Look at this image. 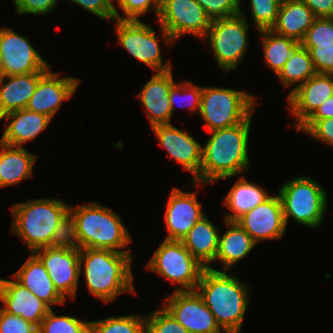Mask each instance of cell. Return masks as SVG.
I'll return each mask as SVG.
<instances>
[{"mask_svg": "<svg viewBox=\"0 0 333 333\" xmlns=\"http://www.w3.org/2000/svg\"><path fill=\"white\" fill-rule=\"evenodd\" d=\"M248 31V19L242 9L237 16L212 20L203 41L208 39L210 53L225 74L243 62L249 46Z\"/></svg>", "mask_w": 333, "mask_h": 333, "instance_id": "obj_8", "label": "cell"}, {"mask_svg": "<svg viewBox=\"0 0 333 333\" xmlns=\"http://www.w3.org/2000/svg\"><path fill=\"white\" fill-rule=\"evenodd\" d=\"M146 333H189L163 306L146 314Z\"/></svg>", "mask_w": 333, "mask_h": 333, "instance_id": "obj_37", "label": "cell"}, {"mask_svg": "<svg viewBox=\"0 0 333 333\" xmlns=\"http://www.w3.org/2000/svg\"><path fill=\"white\" fill-rule=\"evenodd\" d=\"M12 230L34 251L51 246L52 236L70 212V206L56 198H39L13 204Z\"/></svg>", "mask_w": 333, "mask_h": 333, "instance_id": "obj_5", "label": "cell"}, {"mask_svg": "<svg viewBox=\"0 0 333 333\" xmlns=\"http://www.w3.org/2000/svg\"><path fill=\"white\" fill-rule=\"evenodd\" d=\"M90 333H146V315L109 316L90 321Z\"/></svg>", "mask_w": 333, "mask_h": 333, "instance_id": "obj_32", "label": "cell"}, {"mask_svg": "<svg viewBox=\"0 0 333 333\" xmlns=\"http://www.w3.org/2000/svg\"><path fill=\"white\" fill-rule=\"evenodd\" d=\"M256 97L246 91L203 87L199 117L208 132L244 122L256 110Z\"/></svg>", "mask_w": 333, "mask_h": 333, "instance_id": "obj_7", "label": "cell"}, {"mask_svg": "<svg viewBox=\"0 0 333 333\" xmlns=\"http://www.w3.org/2000/svg\"><path fill=\"white\" fill-rule=\"evenodd\" d=\"M38 333H90V321L62 315L58 316L51 308L38 326Z\"/></svg>", "mask_w": 333, "mask_h": 333, "instance_id": "obj_33", "label": "cell"}, {"mask_svg": "<svg viewBox=\"0 0 333 333\" xmlns=\"http://www.w3.org/2000/svg\"><path fill=\"white\" fill-rule=\"evenodd\" d=\"M211 20L237 16L240 14L241 0H196Z\"/></svg>", "mask_w": 333, "mask_h": 333, "instance_id": "obj_40", "label": "cell"}, {"mask_svg": "<svg viewBox=\"0 0 333 333\" xmlns=\"http://www.w3.org/2000/svg\"><path fill=\"white\" fill-rule=\"evenodd\" d=\"M315 18L312 10L302 0H282L275 24L270 30L300 43Z\"/></svg>", "mask_w": 333, "mask_h": 333, "instance_id": "obj_25", "label": "cell"}, {"mask_svg": "<svg viewBox=\"0 0 333 333\" xmlns=\"http://www.w3.org/2000/svg\"><path fill=\"white\" fill-rule=\"evenodd\" d=\"M76 221L80 247L108 249L131 254L125 249L131 241V234L121 216L107 206L97 202L70 207L69 212Z\"/></svg>", "mask_w": 333, "mask_h": 333, "instance_id": "obj_4", "label": "cell"}, {"mask_svg": "<svg viewBox=\"0 0 333 333\" xmlns=\"http://www.w3.org/2000/svg\"><path fill=\"white\" fill-rule=\"evenodd\" d=\"M156 20L161 27V38L168 47L187 34L203 40L212 23L196 0H162Z\"/></svg>", "mask_w": 333, "mask_h": 333, "instance_id": "obj_10", "label": "cell"}, {"mask_svg": "<svg viewBox=\"0 0 333 333\" xmlns=\"http://www.w3.org/2000/svg\"><path fill=\"white\" fill-rule=\"evenodd\" d=\"M122 10L124 16L114 7L115 19L119 20H140L142 14H147L150 7H153L156 18L159 16L162 0H114Z\"/></svg>", "mask_w": 333, "mask_h": 333, "instance_id": "obj_38", "label": "cell"}, {"mask_svg": "<svg viewBox=\"0 0 333 333\" xmlns=\"http://www.w3.org/2000/svg\"><path fill=\"white\" fill-rule=\"evenodd\" d=\"M102 20L115 19L114 0H69Z\"/></svg>", "mask_w": 333, "mask_h": 333, "instance_id": "obj_44", "label": "cell"}, {"mask_svg": "<svg viewBox=\"0 0 333 333\" xmlns=\"http://www.w3.org/2000/svg\"><path fill=\"white\" fill-rule=\"evenodd\" d=\"M145 266L173 285L178 284L174 291H195L205 269L181 241L165 239Z\"/></svg>", "mask_w": 333, "mask_h": 333, "instance_id": "obj_9", "label": "cell"}, {"mask_svg": "<svg viewBox=\"0 0 333 333\" xmlns=\"http://www.w3.org/2000/svg\"><path fill=\"white\" fill-rule=\"evenodd\" d=\"M318 74H333V44L305 47Z\"/></svg>", "mask_w": 333, "mask_h": 333, "instance_id": "obj_42", "label": "cell"}, {"mask_svg": "<svg viewBox=\"0 0 333 333\" xmlns=\"http://www.w3.org/2000/svg\"><path fill=\"white\" fill-rule=\"evenodd\" d=\"M282 0H250V9L255 28L270 30L275 24Z\"/></svg>", "mask_w": 333, "mask_h": 333, "instance_id": "obj_35", "label": "cell"}, {"mask_svg": "<svg viewBox=\"0 0 333 333\" xmlns=\"http://www.w3.org/2000/svg\"><path fill=\"white\" fill-rule=\"evenodd\" d=\"M316 74L309 51L299 44L292 52L281 71L276 75L283 87L295 85L287 97Z\"/></svg>", "mask_w": 333, "mask_h": 333, "instance_id": "obj_30", "label": "cell"}, {"mask_svg": "<svg viewBox=\"0 0 333 333\" xmlns=\"http://www.w3.org/2000/svg\"><path fill=\"white\" fill-rule=\"evenodd\" d=\"M59 0H13L15 10L23 15H45L55 10Z\"/></svg>", "mask_w": 333, "mask_h": 333, "instance_id": "obj_45", "label": "cell"}, {"mask_svg": "<svg viewBox=\"0 0 333 333\" xmlns=\"http://www.w3.org/2000/svg\"><path fill=\"white\" fill-rule=\"evenodd\" d=\"M203 87L197 86L192 81L175 83L169 92L170 106L173 109L175 104L182 108H188L192 113L199 115L201 108V95Z\"/></svg>", "mask_w": 333, "mask_h": 333, "instance_id": "obj_34", "label": "cell"}, {"mask_svg": "<svg viewBox=\"0 0 333 333\" xmlns=\"http://www.w3.org/2000/svg\"><path fill=\"white\" fill-rule=\"evenodd\" d=\"M11 277L29 289L50 308L54 304L62 305L67 301L57 291L47 270L33 253H31L24 264Z\"/></svg>", "mask_w": 333, "mask_h": 333, "instance_id": "obj_23", "label": "cell"}, {"mask_svg": "<svg viewBox=\"0 0 333 333\" xmlns=\"http://www.w3.org/2000/svg\"><path fill=\"white\" fill-rule=\"evenodd\" d=\"M333 95V74L316 73L288 97V109L298 129L329 97Z\"/></svg>", "mask_w": 333, "mask_h": 333, "instance_id": "obj_19", "label": "cell"}, {"mask_svg": "<svg viewBox=\"0 0 333 333\" xmlns=\"http://www.w3.org/2000/svg\"><path fill=\"white\" fill-rule=\"evenodd\" d=\"M1 120H5L7 126L0 142L14 147H23V144L35 139L52 121L49 116L26 108L3 115Z\"/></svg>", "mask_w": 333, "mask_h": 333, "instance_id": "obj_22", "label": "cell"}, {"mask_svg": "<svg viewBox=\"0 0 333 333\" xmlns=\"http://www.w3.org/2000/svg\"><path fill=\"white\" fill-rule=\"evenodd\" d=\"M259 244L264 240H278L286 232L282 202L273 194L257 207L235 221Z\"/></svg>", "mask_w": 333, "mask_h": 333, "instance_id": "obj_16", "label": "cell"}, {"mask_svg": "<svg viewBox=\"0 0 333 333\" xmlns=\"http://www.w3.org/2000/svg\"><path fill=\"white\" fill-rule=\"evenodd\" d=\"M132 257L108 249L82 248L80 273H84L88 292L105 304L123 293H135Z\"/></svg>", "mask_w": 333, "mask_h": 333, "instance_id": "obj_3", "label": "cell"}, {"mask_svg": "<svg viewBox=\"0 0 333 333\" xmlns=\"http://www.w3.org/2000/svg\"><path fill=\"white\" fill-rule=\"evenodd\" d=\"M237 177L238 180L229 189L223 201V204L232 211L223 215V220L226 221H236L271 196L261 186L249 182L244 175Z\"/></svg>", "mask_w": 333, "mask_h": 333, "instance_id": "obj_29", "label": "cell"}, {"mask_svg": "<svg viewBox=\"0 0 333 333\" xmlns=\"http://www.w3.org/2000/svg\"><path fill=\"white\" fill-rule=\"evenodd\" d=\"M59 74L49 69L40 78L26 109L54 118L62 102L73 96L81 81L71 76L59 77Z\"/></svg>", "mask_w": 333, "mask_h": 333, "instance_id": "obj_17", "label": "cell"}, {"mask_svg": "<svg viewBox=\"0 0 333 333\" xmlns=\"http://www.w3.org/2000/svg\"><path fill=\"white\" fill-rule=\"evenodd\" d=\"M118 43L137 61L156 72L172 69L170 60L163 62L156 32L141 20L114 19Z\"/></svg>", "mask_w": 333, "mask_h": 333, "instance_id": "obj_11", "label": "cell"}, {"mask_svg": "<svg viewBox=\"0 0 333 333\" xmlns=\"http://www.w3.org/2000/svg\"><path fill=\"white\" fill-rule=\"evenodd\" d=\"M300 44L303 47L333 44V19L331 17L315 18Z\"/></svg>", "mask_w": 333, "mask_h": 333, "instance_id": "obj_39", "label": "cell"}, {"mask_svg": "<svg viewBox=\"0 0 333 333\" xmlns=\"http://www.w3.org/2000/svg\"><path fill=\"white\" fill-rule=\"evenodd\" d=\"M51 246L65 250H81L76 221L70 213L57 226Z\"/></svg>", "mask_w": 333, "mask_h": 333, "instance_id": "obj_36", "label": "cell"}, {"mask_svg": "<svg viewBox=\"0 0 333 333\" xmlns=\"http://www.w3.org/2000/svg\"><path fill=\"white\" fill-rule=\"evenodd\" d=\"M33 254L47 270L57 291L67 300H75L79 284L80 250H65L48 246Z\"/></svg>", "mask_w": 333, "mask_h": 333, "instance_id": "obj_14", "label": "cell"}, {"mask_svg": "<svg viewBox=\"0 0 333 333\" xmlns=\"http://www.w3.org/2000/svg\"><path fill=\"white\" fill-rule=\"evenodd\" d=\"M37 155L24 147H14L0 142V188L17 185L30 179Z\"/></svg>", "mask_w": 333, "mask_h": 333, "instance_id": "obj_28", "label": "cell"}, {"mask_svg": "<svg viewBox=\"0 0 333 333\" xmlns=\"http://www.w3.org/2000/svg\"><path fill=\"white\" fill-rule=\"evenodd\" d=\"M0 52L2 75L47 72L50 64L31 45L26 36L19 35L10 28H0Z\"/></svg>", "mask_w": 333, "mask_h": 333, "instance_id": "obj_13", "label": "cell"}, {"mask_svg": "<svg viewBox=\"0 0 333 333\" xmlns=\"http://www.w3.org/2000/svg\"><path fill=\"white\" fill-rule=\"evenodd\" d=\"M226 232L220 234L215 261L221 262L223 271H229L232 266L246 258L257 243L235 221L224 220Z\"/></svg>", "mask_w": 333, "mask_h": 333, "instance_id": "obj_27", "label": "cell"}, {"mask_svg": "<svg viewBox=\"0 0 333 333\" xmlns=\"http://www.w3.org/2000/svg\"><path fill=\"white\" fill-rule=\"evenodd\" d=\"M172 69L155 72L137 95L145 109L151 127L172 124L173 116L169 101V92L175 84Z\"/></svg>", "mask_w": 333, "mask_h": 333, "instance_id": "obj_20", "label": "cell"}, {"mask_svg": "<svg viewBox=\"0 0 333 333\" xmlns=\"http://www.w3.org/2000/svg\"><path fill=\"white\" fill-rule=\"evenodd\" d=\"M189 333H224L195 291H174L162 305Z\"/></svg>", "mask_w": 333, "mask_h": 333, "instance_id": "obj_12", "label": "cell"}, {"mask_svg": "<svg viewBox=\"0 0 333 333\" xmlns=\"http://www.w3.org/2000/svg\"><path fill=\"white\" fill-rule=\"evenodd\" d=\"M45 73L32 72L0 77V118L8 113L25 109Z\"/></svg>", "mask_w": 333, "mask_h": 333, "instance_id": "obj_24", "label": "cell"}, {"mask_svg": "<svg viewBox=\"0 0 333 333\" xmlns=\"http://www.w3.org/2000/svg\"><path fill=\"white\" fill-rule=\"evenodd\" d=\"M310 137L333 147V117L320 120H306L298 129Z\"/></svg>", "mask_w": 333, "mask_h": 333, "instance_id": "obj_41", "label": "cell"}, {"mask_svg": "<svg viewBox=\"0 0 333 333\" xmlns=\"http://www.w3.org/2000/svg\"><path fill=\"white\" fill-rule=\"evenodd\" d=\"M258 32L261 35L263 61L277 75L300 43L295 39L277 35L271 30Z\"/></svg>", "mask_w": 333, "mask_h": 333, "instance_id": "obj_31", "label": "cell"}, {"mask_svg": "<svg viewBox=\"0 0 333 333\" xmlns=\"http://www.w3.org/2000/svg\"><path fill=\"white\" fill-rule=\"evenodd\" d=\"M37 330L38 327L32 322L0 308V333H38Z\"/></svg>", "mask_w": 333, "mask_h": 333, "instance_id": "obj_43", "label": "cell"}, {"mask_svg": "<svg viewBox=\"0 0 333 333\" xmlns=\"http://www.w3.org/2000/svg\"><path fill=\"white\" fill-rule=\"evenodd\" d=\"M249 288L235 274L211 267L203 270L196 291L224 332L241 333L251 299Z\"/></svg>", "mask_w": 333, "mask_h": 333, "instance_id": "obj_2", "label": "cell"}, {"mask_svg": "<svg viewBox=\"0 0 333 333\" xmlns=\"http://www.w3.org/2000/svg\"><path fill=\"white\" fill-rule=\"evenodd\" d=\"M196 192H187L183 189H172L164 220L168 234L165 240L181 241L190 229L206 214L202 204L197 200Z\"/></svg>", "mask_w": 333, "mask_h": 333, "instance_id": "obj_18", "label": "cell"}, {"mask_svg": "<svg viewBox=\"0 0 333 333\" xmlns=\"http://www.w3.org/2000/svg\"><path fill=\"white\" fill-rule=\"evenodd\" d=\"M278 195L286 227L290 218L312 229L322 225L328 207V195L312 177L292 178L280 187Z\"/></svg>", "mask_w": 333, "mask_h": 333, "instance_id": "obj_6", "label": "cell"}, {"mask_svg": "<svg viewBox=\"0 0 333 333\" xmlns=\"http://www.w3.org/2000/svg\"><path fill=\"white\" fill-rule=\"evenodd\" d=\"M313 12L316 18L331 17L333 0H302Z\"/></svg>", "mask_w": 333, "mask_h": 333, "instance_id": "obj_46", "label": "cell"}, {"mask_svg": "<svg viewBox=\"0 0 333 333\" xmlns=\"http://www.w3.org/2000/svg\"><path fill=\"white\" fill-rule=\"evenodd\" d=\"M333 117V95L320 105L307 120H320Z\"/></svg>", "mask_w": 333, "mask_h": 333, "instance_id": "obj_47", "label": "cell"}, {"mask_svg": "<svg viewBox=\"0 0 333 333\" xmlns=\"http://www.w3.org/2000/svg\"><path fill=\"white\" fill-rule=\"evenodd\" d=\"M0 302L5 312L21 316L37 327L51 309L29 289L15 280L0 279Z\"/></svg>", "mask_w": 333, "mask_h": 333, "instance_id": "obj_21", "label": "cell"}, {"mask_svg": "<svg viewBox=\"0 0 333 333\" xmlns=\"http://www.w3.org/2000/svg\"><path fill=\"white\" fill-rule=\"evenodd\" d=\"M2 69H3V63H2V57L0 52V77L2 76Z\"/></svg>", "mask_w": 333, "mask_h": 333, "instance_id": "obj_48", "label": "cell"}, {"mask_svg": "<svg viewBox=\"0 0 333 333\" xmlns=\"http://www.w3.org/2000/svg\"><path fill=\"white\" fill-rule=\"evenodd\" d=\"M220 230L202 217L181 240L185 248L205 268H211L218 251Z\"/></svg>", "mask_w": 333, "mask_h": 333, "instance_id": "obj_26", "label": "cell"}, {"mask_svg": "<svg viewBox=\"0 0 333 333\" xmlns=\"http://www.w3.org/2000/svg\"><path fill=\"white\" fill-rule=\"evenodd\" d=\"M159 146L166 149L175 162L193 176L191 182L200 184V167L202 164V145L189 132L172 124L151 127Z\"/></svg>", "mask_w": 333, "mask_h": 333, "instance_id": "obj_15", "label": "cell"}, {"mask_svg": "<svg viewBox=\"0 0 333 333\" xmlns=\"http://www.w3.org/2000/svg\"><path fill=\"white\" fill-rule=\"evenodd\" d=\"M251 114L244 122L235 126L209 132L211 136L202 145L200 184H211L221 179L235 177L250 166L248 144Z\"/></svg>", "mask_w": 333, "mask_h": 333, "instance_id": "obj_1", "label": "cell"}]
</instances>
